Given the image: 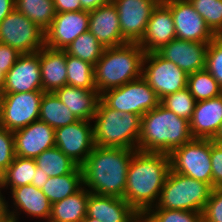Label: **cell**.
Instances as JSON below:
<instances>
[{
	"instance_id": "1",
	"label": "cell",
	"mask_w": 222,
	"mask_h": 222,
	"mask_svg": "<svg viewBox=\"0 0 222 222\" xmlns=\"http://www.w3.org/2000/svg\"><path fill=\"white\" fill-rule=\"evenodd\" d=\"M170 170L167 153L136 150L126 176L124 199L142 216L156 205Z\"/></svg>"
},
{
	"instance_id": "2",
	"label": "cell",
	"mask_w": 222,
	"mask_h": 222,
	"mask_svg": "<svg viewBox=\"0 0 222 222\" xmlns=\"http://www.w3.org/2000/svg\"><path fill=\"white\" fill-rule=\"evenodd\" d=\"M135 151L94 146L81 166L83 186L94 194L124 198L126 176Z\"/></svg>"
},
{
	"instance_id": "3",
	"label": "cell",
	"mask_w": 222,
	"mask_h": 222,
	"mask_svg": "<svg viewBox=\"0 0 222 222\" xmlns=\"http://www.w3.org/2000/svg\"><path fill=\"white\" fill-rule=\"evenodd\" d=\"M192 139L189 121L178 117L161 103L141 117L140 151L169 154Z\"/></svg>"
},
{
	"instance_id": "4",
	"label": "cell",
	"mask_w": 222,
	"mask_h": 222,
	"mask_svg": "<svg viewBox=\"0 0 222 222\" xmlns=\"http://www.w3.org/2000/svg\"><path fill=\"white\" fill-rule=\"evenodd\" d=\"M144 50L138 43L105 48L94 66L99 94L142 77Z\"/></svg>"
},
{
	"instance_id": "5",
	"label": "cell",
	"mask_w": 222,
	"mask_h": 222,
	"mask_svg": "<svg viewBox=\"0 0 222 222\" xmlns=\"http://www.w3.org/2000/svg\"><path fill=\"white\" fill-rule=\"evenodd\" d=\"M92 123L95 146L138 150L141 116L111 109L99 100Z\"/></svg>"
},
{
	"instance_id": "6",
	"label": "cell",
	"mask_w": 222,
	"mask_h": 222,
	"mask_svg": "<svg viewBox=\"0 0 222 222\" xmlns=\"http://www.w3.org/2000/svg\"><path fill=\"white\" fill-rule=\"evenodd\" d=\"M212 187L208 183L170 170L156 205L152 208L203 212Z\"/></svg>"
},
{
	"instance_id": "7",
	"label": "cell",
	"mask_w": 222,
	"mask_h": 222,
	"mask_svg": "<svg viewBox=\"0 0 222 222\" xmlns=\"http://www.w3.org/2000/svg\"><path fill=\"white\" fill-rule=\"evenodd\" d=\"M168 155L171 171L208 183L213 188L211 139L193 138Z\"/></svg>"
},
{
	"instance_id": "8",
	"label": "cell",
	"mask_w": 222,
	"mask_h": 222,
	"mask_svg": "<svg viewBox=\"0 0 222 222\" xmlns=\"http://www.w3.org/2000/svg\"><path fill=\"white\" fill-rule=\"evenodd\" d=\"M100 100L111 109L141 117L160 104L156 92L142 77L103 92Z\"/></svg>"
},
{
	"instance_id": "9",
	"label": "cell",
	"mask_w": 222,
	"mask_h": 222,
	"mask_svg": "<svg viewBox=\"0 0 222 222\" xmlns=\"http://www.w3.org/2000/svg\"><path fill=\"white\" fill-rule=\"evenodd\" d=\"M0 43L20 54L36 53L45 46V31L14 9L0 22Z\"/></svg>"
},
{
	"instance_id": "10",
	"label": "cell",
	"mask_w": 222,
	"mask_h": 222,
	"mask_svg": "<svg viewBox=\"0 0 222 222\" xmlns=\"http://www.w3.org/2000/svg\"><path fill=\"white\" fill-rule=\"evenodd\" d=\"M187 77L183 70L157 52L145 53L142 78L156 92L160 100L166 95L186 88Z\"/></svg>"
},
{
	"instance_id": "11",
	"label": "cell",
	"mask_w": 222,
	"mask_h": 222,
	"mask_svg": "<svg viewBox=\"0 0 222 222\" xmlns=\"http://www.w3.org/2000/svg\"><path fill=\"white\" fill-rule=\"evenodd\" d=\"M44 91L2 94L0 102V125L15 131L39 120Z\"/></svg>"
},
{
	"instance_id": "12",
	"label": "cell",
	"mask_w": 222,
	"mask_h": 222,
	"mask_svg": "<svg viewBox=\"0 0 222 222\" xmlns=\"http://www.w3.org/2000/svg\"><path fill=\"white\" fill-rule=\"evenodd\" d=\"M12 198H5V214L6 218L12 222H20L19 215L25 214L27 217L39 219L37 222H48L51 216V207L47 196L41 189L36 188L34 185H24L13 188L9 192ZM11 205V206H10ZM11 208V209H10ZM20 218V219H19Z\"/></svg>"
},
{
	"instance_id": "13",
	"label": "cell",
	"mask_w": 222,
	"mask_h": 222,
	"mask_svg": "<svg viewBox=\"0 0 222 222\" xmlns=\"http://www.w3.org/2000/svg\"><path fill=\"white\" fill-rule=\"evenodd\" d=\"M55 146L78 166H82L95 146L92 121L78 120L56 129Z\"/></svg>"
},
{
	"instance_id": "14",
	"label": "cell",
	"mask_w": 222,
	"mask_h": 222,
	"mask_svg": "<svg viewBox=\"0 0 222 222\" xmlns=\"http://www.w3.org/2000/svg\"><path fill=\"white\" fill-rule=\"evenodd\" d=\"M163 3L171 10L176 38L210 43L216 37L189 0H168Z\"/></svg>"
},
{
	"instance_id": "15",
	"label": "cell",
	"mask_w": 222,
	"mask_h": 222,
	"mask_svg": "<svg viewBox=\"0 0 222 222\" xmlns=\"http://www.w3.org/2000/svg\"><path fill=\"white\" fill-rule=\"evenodd\" d=\"M117 8L120 31L127 43H139L158 0H112Z\"/></svg>"
},
{
	"instance_id": "16",
	"label": "cell",
	"mask_w": 222,
	"mask_h": 222,
	"mask_svg": "<svg viewBox=\"0 0 222 222\" xmlns=\"http://www.w3.org/2000/svg\"><path fill=\"white\" fill-rule=\"evenodd\" d=\"M89 31V11L56 13L45 30V46L65 50L82 33Z\"/></svg>"
},
{
	"instance_id": "17",
	"label": "cell",
	"mask_w": 222,
	"mask_h": 222,
	"mask_svg": "<svg viewBox=\"0 0 222 222\" xmlns=\"http://www.w3.org/2000/svg\"><path fill=\"white\" fill-rule=\"evenodd\" d=\"M42 90L39 51L21 54L13 67L6 73L2 94Z\"/></svg>"
},
{
	"instance_id": "18",
	"label": "cell",
	"mask_w": 222,
	"mask_h": 222,
	"mask_svg": "<svg viewBox=\"0 0 222 222\" xmlns=\"http://www.w3.org/2000/svg\"><path fill=\"white\" fill-rule=\"evenodd\" d=\"M15 156L35 159L43 151L55 147V129L36 120L13 131Z\"/></svg>"
},
{
	"instance_id": "19",
	"label": "cell",
	"mask_w": 222,
	"mask_h": 222,
	"mask_svg": "<svg viewBox=\"0 0 222 222\" xmlns=\"http://www.w3.org/2000/svg\"><path fill=\"white\" fill-rule=\"evenodd\" d=\"M209 43L185 41L175 38L157 53L173 62L187 75L205 69L206 53Z\"/></svg>"
},
{
	"instance_id": "20",
	"label": "cell",
	"mask_w": 222,
	"mask_h": 222,
	"mask_svg": "<svg viewBox=\"0 0 222 222\" xmlns=\"http://www.w3.org/2000/svg\"><path fill=\"white\" fill-rule=\"evenodd\" d=\"M86 218L101 222H140L141 215L122 197L91 193L87 201Z\"/></svg>"
},
{
	"instance_id": "21",
	"label": "cell",
	"mask_w": 222,
	"mask_h": 222,
	"mask_svg": "<svg viewBox=\"0 0 222 222\" xmlns=\"http://www.w3.org/2000/svg\"><path fill=\"white\" fill-rule=\"evenodd\" d=\"M176 38L171 10L163 3L152 10L145 33L138 43L145 53L157 52Z\"/></svg>"
},
{
	"instance_id": "22",
	"label": "cell",
	"mask_w": 222,
	"mask_h": 222,
	"mask_svg": "<svg viewBox=\"0 0 222 222\" xmlns=\"http://www.w3.org/2000/svg\"><path fill=\"white\" fill-rule=\"evenodd\" d=\"M89 32L104 48L127 43L122 37L118 11L113 2L89 11Z\"/></svg>"
},
{
	"instance_id": "23",
	"label": "cell",
	"mask_w": 222,
	"mask_h": 222,
	"mask_svg": "<svg viewBox=\"0 0 222 222\" xmlns=\"http://www.w3.org/2000/svg\"><path fill=\"white\" fill-rule=\"evenodd\" d=\"M189 123L193 138L213 140L222 124V94L196 102Z\"/></svg>"
},
{
	"instance_id": "24",
	"label": "cell",
	"mask_w": 222,
	"mask_h": 222,
	"mask_svg": "<svg viewBox=\"0 0 222 222\" xmlns=\"http://www.w3.org/2000/svg\"><path fill=\"white\" fill-rule=\"evenodd\" d=\"M42 90L55 92L67 85L66 51L44 46L39 50Z\"/></svg>"
},
{
	"instance_id": "25",
	"label": "cell",
	"mask_w": 222,
	"mask_h": 222,
	"mask_svg": "<svg viewBox=\"0 0 222 222\" xmlns=\"http://www.w3.org/2000/svg\"><path fill=\"white\" fill-rule=\"evenodd\" d=\"M54 93L78 120L92 121L100 100L97 90L65 85Z\"/></svg>"
},
{
	"instance_id": "26",
	"label": "cell",
	"mask_w": 222,
	"mask_h": 222,
	"mask_svg": "<svg viewBox=\"0 0 222 222\" xmlns=\"http://www.w3.org/2000/svg\"><path fill=\"white\" fill-rule=\"evenodd\" d=\"M89 194L90 191L83 186L75 194L53 203L48 222H82L87 216Z\"/></svg>"
},
{
	"instance_id": "27",
	"label": "cell",
	"mask_w": 222,
	"mask_h": 222,
	"mask_svg": "<svg viewBox=\"0 0 222 222\" xmlns=\"http://www.w3.org/2000/svg\"><path fill=\"white\" fill-rule=\"evenodd\" d=\"M82 187L83 171L81 166H77L71 173L49 177L41 190L53 204L75 194Z\"/></svg>"
},
{
	"instance_id": "28",
	"label": "cell",
	"mask_w": 222,
	"mask_h": 222,
	"mask_svg": "<svg viewBox=\"0 0 222 222\" xmlns=\"http://www.w3.org/2000/svg\"><path fill=\"white\" fill-rule=\"evenodd\" d=\"M39 120L47 123L55 130L78 121L76 116L60 101L54 92H44Z\"/></svg>"
},
{
	"instance_id": "29",
	"label": "cell",
	"mask_w": 222,
	"mask_h": 222,
	"mask_svg": "<svg viewBox=\"0 0 222 222\" xmlns=\"http://www.w3.org/2000/svg\"><path fill=\"white\" fill-rule=\"evenodd\" d=\"M36 162L31 158L15 156L14 161L3 172L0 189L6 191L24 185H30L36 170Z\"/></svg>"
},
{
	"instance_id": "30",
	"label": "cell",
	"mask_w": 222,
	"mask_h": 222,
	"mask_svg": "<svg viewBox=\"0 0 222 222\" xmlns=\"http://www.w3.org/2000/svg\"><path fill=\"white\" fill-rule=\"evenodd\" d=\"M34 160L41 172L49 177L71 173L78 166L56 146L43 151Z\"/></svg>"
},
{
	"instance_id": "31",
	"label": "cell",
	"mask_w": 222,
	"mask_h": 222,
	"mask_svg": "<svg viewBox=\"0 0 222 222\" xmlns=\"http://www.w3.org/2000/svg\"><path fill=\"white\" fill-rule=\"evenodd\" d=\"M15 9L44 31L56 15L53 0H15Z\"/></svg>"
},
{
	"instance_id": "32",
	"label": "cell",
	"mask_w": 222,
	"mask_h": 222,
	"mask_svg": "<svg viewBox=\"0 0 222 222\" xmlns=\"http://www.w3.org/2000/svg\"><path fill=\"white\" fill-rule=\"evenodd\" d=\"M67 85L96 90L94 65L66 52Z\"/></svg>"
},
{
	"instance_id": "33",
	"label": "cell",
	"mask_w": 222,
	"mask_h": 222,
	"mask_svg": "<svg viewBox=\"0 0 222 222\" xmlns=\"http://www.w3.org/2000/svg\"><path fill=\"white\" fill-rule=\"evenodd\" d=\"M187 88L196 102L208 100L222 94V87L206 69L189 74Z\"/></svg>"
},
{
	"instance_id": "34",
	"label": "cell",
	"mask_w": 222,
	"mask_h": 222,
	"mask_svg": "<svg viewBox=\"0 0 222 222\" xmlns=\"http://www.w3.org/2000/svg\"><path fill=\"white\" fill-rule=\"evenodd\" d=\"M104 49L101 43L87 31L79 35L65 51L68 55L95 66L96 62L101 58Z\"/></svg>"
},
{
	"instance_id": "35",
	"label": "cell",
	"mask_w": 222,
	"mask_h": 222,
	"mask_svg": "<svg viewBox=\"0 0 222 222\" xmlns=\"http://www.w3.org/2000/svg\"><path fill=\"white\" fill-rule=\"evenodd\" d=\"M143 222H203L202 213L190 210L150 208L142 216Z\"/></svg>"
},
{
	"instance_id": "36",
	"label": "cell",
	"mask_w": 222,
	"mask_h": 222,
	"mask_svg": "<svg viewBox=\"0 0 222 222\" xmlns=\"http://www.w3.org/2000/svg\"><path fill=\"white\" fill-rule=\"evenodd\" d=\"M216 36H222V0H189Z\"/></svg>"
},
{
	"instance_id": "37",
	"label": "cell",
	"mask_w": 222,
	"mask_h": 222,
	"mask_svg": "<svg viewBox=\"0 0 222 222\" xmlns=\"http://www.w3.org/2000/svg\"><path fill=\"white\" fill-rule=\"evenodd\" d=\"M160 103L165 108L174 112L178 117L190 121L194 112L196 100L186 87L175 93L166 95L160 100Z\"/></svg>"
},
{
	"instance_id": "38",
	"label": "cell",
	"mask_w": 222,
	"mask_h": 222,
	"mask_svg": "<svg viewBox=\"0 0 222 222\" xmlns=\"http://www.w3.org/2000/svg\"><path fill=\"white\" fill-rule=\"evenodd\" d=\"M205 69L222 87V36H216L208 45Z\"/></svg>"
},
{
	"instance_id": "39",
	"label": "cell",
	"mask_w": 222,
	"mask_h": 222,
	"mask_svg": "<svg viewBox=\"0 0 222 222\" xmlns=\"http://www.w3.org/2000/svg\"><path fill=\"white\" fill-rule=\"evenodd\" d=\"M15 158L14 135L0 125V171L3 173Z\"/></svg>"
},
{
	"instance_id": "40",
	"label": "cell",
	"mask_w": 222,
	"mask_h": 222,
	"mask_svg": "<svg viewBox=\"0 0 222 222\" xmlns=\"http://www.w3.org/2000/svg\"><path fill=\"white\" fill-rule=\"evenodd\" d=\"M203 222H222V188H212L202 212Z\"/></svg>"
},
{
	"instance_id": "41",
	"label": "cell",
	"mask_w": 222,
	"mask_h": 222,
	"mask_svg": "<svg viewBox=\"0 0 222 222\" xmlns=\"http://www.w3.org/2000/svg\"><path fill=\"white\" fill-rule=\"evenodd\" d=\"M213 188H222V143L211 139Z\"/></svg>"
},
{
	"instance_id": "42",
	"label": "cell",
	"mask_w": 222,
	"mask_h": 222,
	"mask_svg": "<svg viewBox=\"0 0 222 222\" xmlns=\"http://www.w3.org/2000/svg\"><path fill=\"white\" fill-rule=\"evenodd\" d=\"M21 54L9 45L0 43V71L7 73Z\"/></svg>"
},
{
	"instance_id": "43",
	"label": "cell",
	"mask_w": 222,
	"mask_h": 222,
	"mask_svg": "<svg viewBox=\"0 0 222 222\" xmlns=\"http://www.w3.org/2000/svg\"><path fill=\"white\" fill-rule=\"evenodd\" d=\"M56 13L82 11L80 0H53Z\"/></svg>"
},
{
	"instance_id": "44",
	"label": "cell",
	"mask_w": 222,
	"mask_h": 222,
	"mask_svg": "<svg viewBox=\"0 0 222 222\" xmlns=\"http://www.w3.org/2000/svg\"><path fill=\"white\" fill-rule=\"evenodd\" d=\"M84 11H93L100 6L110 4L112 0H80Z\"/></svg>"
},
{
	"instance_id": "45",
	"label": "cell",
	"mask_w": 222,
	"mask_h": 222,
	"mask_svg": "<svg viewBox=\"0 0 222 222\" xmlns=\"http://www.w3.org/2000/svg\"><path fill=\"white\" fill-rule=\"evenodd\" d=\"M15 9V0H0V22Z\"/></svg>"
},
{
	"instance_id": "46",
	"label": "cell",
	"mask_w": 222,
	"mask_h": 222,
	"mask_svg": "<svg viewBox=\"0 0 222 222\" xmlns=\"http://www.w3.org/2000/svg\"><path fill=\"white\" fill-rule=\"evenodd\" d=\"M49 176L41 172V169L36 167L35 176L31 182V185H34L36 188L41 189L43 185L48 180Z\"/></svg>"
},
{
	"instance_id": "47",
	"label": "cell",
	"mask_w": 222,
	"mask_h": 222,
	"mask_svg": "<svg viewBox=\"0 0 222 222\" xmlns=\"http://www.w3.org/2000/svg\"><path fill=\"white\" fill-rule=\"evenodd\" d=\"M0 189V222L7 219L5 214V194Z\"/></svg>"
},
{
	"instance_id": "48",
	"label": "cell",
	"mask_w": 222,
	"mask_h": 222,
	"mask_svg": "<svg viewBox=\"0 0 222 222\" xmlns=\"http://www.w3.org/2000/svg\"><path fill=\"white\" fill-rule=\"evenodd\" d=\"M214 142L222 143V124L221 127L217 133V135L213 139Z\"/></svg>"
},
{
	"instance_id": "49",
	"label": "cell",
	"mask_w": 222,
	"mask_h": 222,
	"mask_svg": "<svg viewBox=\"0 0 222 222\" xmlns=\"http://www.w3.org/2000/svg\"><path fill=\"white\" fill-rule=\"evenodd\" d=\"M6 74L0 71V91H2L4 83H5Z\"/></svg>"
},
{
	"instance_id": "50",
	"label": "cell",
	"mask_w": 222,
	"mask_h": 222,
	"mask_svg": "<svg viewBox=\"0 0 222 222\" xmlns=\"http://www.w3.org/2000/svg\"><path fill=\"white\" fill-rule=\"evenodd\" d=\"M82 222H101L95 218H85Z\"/></svg>"
},
{
	"instance_id": "51",
	"label": "cell",
	"mask_w": 222,
	"mask_h": 222,
	"mask_svg": "<svg viewBox=\"0 0 222 222\" xmlns=\"http://www.w3.org/2000/svg\"><path fill=\"white\" fill-rule=\"evenodd\" d=\"M2 175H3V173L0 171V184H1V181H2Z\"/></svg>"
},
{
	"instance_id": "52",
	"label": "cell",
	"mask_w": 222,
	"mask_h": 222,
	"mask_svg": "<svg viewBox=\"0 0 222 222\" xmlns=\"http://www.w3.org/2000/svg\"><path fill=\"white\" fill-rule=\"evenodd\" d=\"M1 222H12V221H10L9 219H5V220H3Z\"/></svg>"
},
{
	"instance_id": "53",
	"label": "cell",
	"mask_w": 222,
	"mask_h": 222,
	"mask_svg": "<svg viewBox=\"0 0 222 222\" xmlns=\"http://www.w3.org/2000/svg\"><path fill=\"white\" fill-rule=\"evenodd\" d=\"M159 2H165V1H168V0H158Z\"/></svg>"
}]
</instances>
